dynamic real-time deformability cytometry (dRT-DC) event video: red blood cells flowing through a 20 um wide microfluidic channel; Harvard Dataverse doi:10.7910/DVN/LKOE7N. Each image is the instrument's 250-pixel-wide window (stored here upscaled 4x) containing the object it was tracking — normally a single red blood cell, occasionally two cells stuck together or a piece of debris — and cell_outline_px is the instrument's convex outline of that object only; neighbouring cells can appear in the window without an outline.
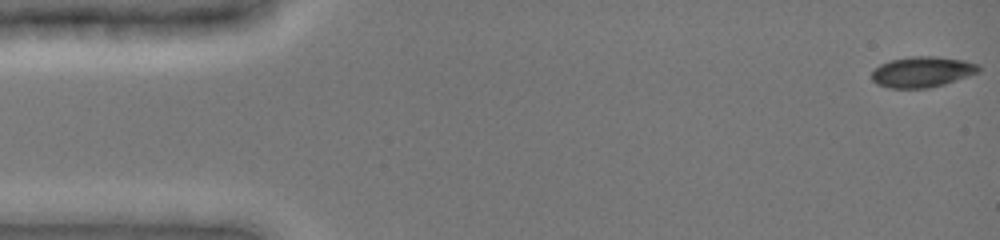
{"species": "common noctule bat (a hibernating species)", "species_latin": "Nyctalus noctula", "temperature_condition": "cold", "stored_images_in_passage": 6, "camera_frame_rate_fps": 3000, "um_per_image_px": 0.085, "animal": {"sex": "female", "body_mass_g": 19.0, "forearm_length_mm": 51.5}, "frame": {"image": 1, "passage_image": 1, "time_ms": 0.0, "image_size_px": [1000, 240], "cell_outline_px": [[980, 72], [944, 84], [928, 88], [888, 88], [876, 84], [872, 80], [872, 72], [880, 64], [892, 60], [912, 56], [936, 56], [964, 60], [980, 64]], "centroid_in_image_um": [78.4, 6.11], "position_along_channel_um": 6.6, "area_um2": 19.19}}